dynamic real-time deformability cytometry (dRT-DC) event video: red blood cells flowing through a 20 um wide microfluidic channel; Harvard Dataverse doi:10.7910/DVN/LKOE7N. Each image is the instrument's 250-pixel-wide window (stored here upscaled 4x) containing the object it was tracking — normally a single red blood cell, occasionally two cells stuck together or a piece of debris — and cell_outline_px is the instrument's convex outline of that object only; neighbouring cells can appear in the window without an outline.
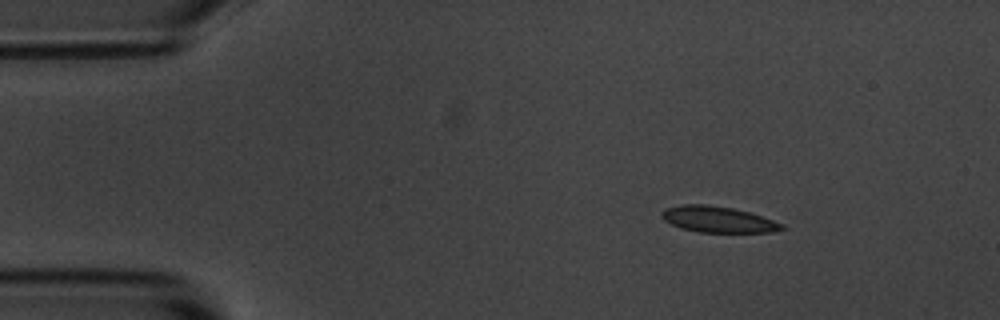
{"species": "common noctule bat (a hibernating species)", "species_latin": "Nyctalus noctula", "temperature_condition": "room temperature", "stored_images_in_passage": 3, "camera_frame_rate_fps": 3000, "um_per_image_px": 0.085, "animal": {"sex": "male", "body_mass_g": 20.1, "forearm_length_mm": 53.5}, "frame": {"image": 1, "passage_image": 1, "time_ms": 0.0, "image_size_px": [1000, 320], "cell_outline_px": [[784, 228], [772, 232], [700, 232], [680, 228], [664, 220], [660, 216], [660, 212], [664, 208], [680, 204], [708, 204], [732, 208], [748, 212], [784, 224]], "centroid_in_image_um": [60.96, 18.64], "position_along_channel_um": 24.0, "area_um2": 18.21}}